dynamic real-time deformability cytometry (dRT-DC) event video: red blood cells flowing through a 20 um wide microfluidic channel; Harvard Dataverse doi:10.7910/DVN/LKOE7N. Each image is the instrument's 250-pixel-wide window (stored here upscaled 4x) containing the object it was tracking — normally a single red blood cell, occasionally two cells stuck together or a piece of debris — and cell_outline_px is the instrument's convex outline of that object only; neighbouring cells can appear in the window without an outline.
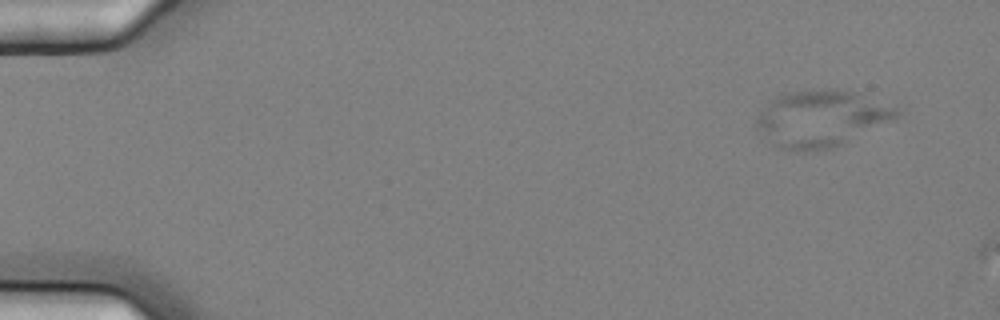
{"species": "common noctule bat (a hibernating species)", "species_latin": "Nyctalus noctula", "temperature_condition": "cold", "stored_images_in_passage": 3, "camera_frame_rate_fps": 3000, "um_per_image_px": 0.085, "animal": {"sex": "female", "body_mass_g": 25.1}, "frame": {"image": 1, "passage_image": 2, "time_ms": 0.333, "image_size_px": [1000, 320], "cell_outline_px": [[900, 112], [896, 120], [832, 148], [804, 152], [780, 148], [772, 144], [756, 128], [756, 120], [760, 112], [772, 100], [780, 96], [796, 92], [828, 88], [832, 88], [852, 92], [896, 108]], "centroid_in_image_um": [69.81, 10.11], "position_along_channel_um": 15.2, "area_um2": 45.43}}